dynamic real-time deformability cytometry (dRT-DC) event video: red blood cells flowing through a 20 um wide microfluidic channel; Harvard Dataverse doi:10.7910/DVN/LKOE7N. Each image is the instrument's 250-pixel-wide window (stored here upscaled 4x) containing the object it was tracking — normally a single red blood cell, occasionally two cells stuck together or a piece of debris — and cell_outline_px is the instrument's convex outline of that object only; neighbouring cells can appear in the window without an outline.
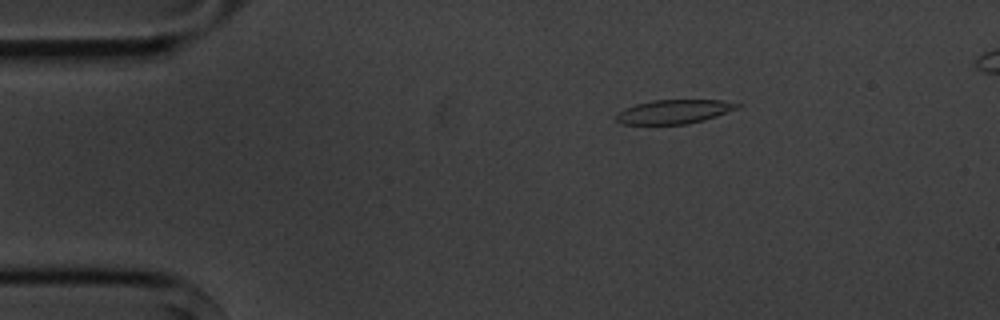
{"species": "common noctule bat (a hibernating species)", "species_latin": "Nyctalus noctula", "temperature_condition": "cold", "stored_images_in_passage": 10, "camera_frame_rate_fps": 3000, "um_per_image_px": 0.085, "animal": {"sex": "male", "body_mass_g": 20.1, "forearm_length_mm": 53.5}, "frame": {"image": 1, "passage_image": 2, "time_ms": 1.0, "image_size_px": [1000, 320], "cell_outline_px": [[744, 104], [740, 108], [704, 120], [688, 124], [620, 124], [616, 120], [616, 112], [624, 108], [636, 104], [652, 100], [720, 100]], "centroid_in_image_um": [57.3, 9.49], "position_along_channel_um": 27.7, "area_um2": 17.11}}
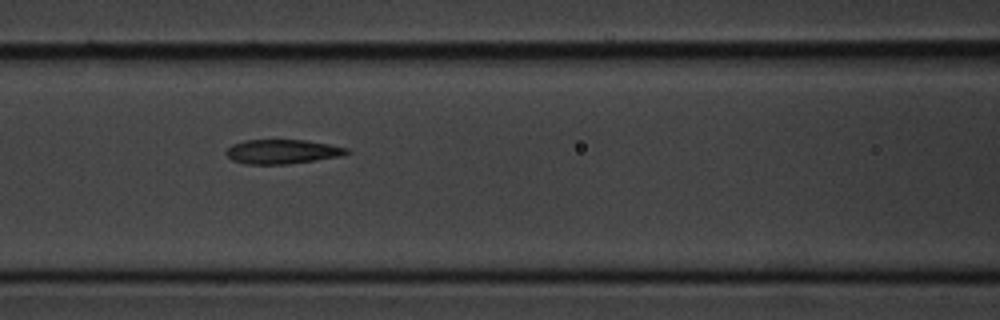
{"frame": {"image": 2, "passage_image": 6, "time_ms": 5.667, "image_size_px": [1000, 320], "cell_outline_px": [[352, 152], [340, 156], [316, 160], [288, 164], [244, 164], [232, 160], [224, 152], [232, 144], [244, 140], [304, 140], [328, 144], [348, 148]], "centroid_in_image_um": [23.98, 12.89], "position_along_channel_um": 142.6, "area_um2": 17.11}}
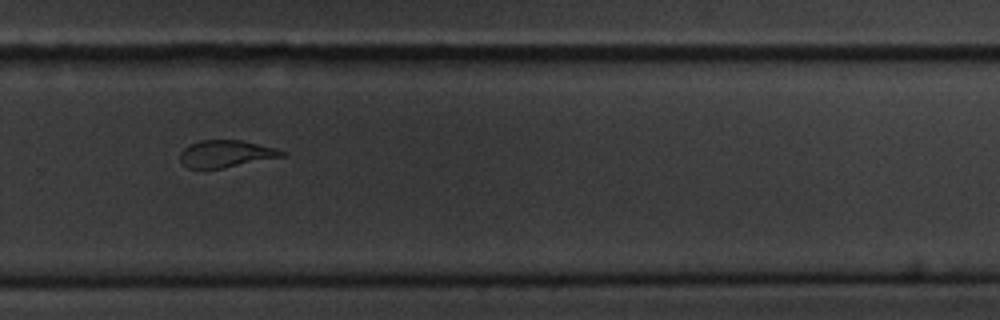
{"frame": {"image": 3, "passage_image": 10, "time_ms": 10.333, "image_size_px": [1000, 320], "cell_outline_px": [[288, 152], [284, 156], [220, 168], [188, 168], [180, 160], [180, 152], [184, 148], [200, 140], [240, 140], [276, 148]], "centroid_in_image_um": [19.21, 13.06], "position_along_channel_um": 310.6, "area_um2": 15.78}}